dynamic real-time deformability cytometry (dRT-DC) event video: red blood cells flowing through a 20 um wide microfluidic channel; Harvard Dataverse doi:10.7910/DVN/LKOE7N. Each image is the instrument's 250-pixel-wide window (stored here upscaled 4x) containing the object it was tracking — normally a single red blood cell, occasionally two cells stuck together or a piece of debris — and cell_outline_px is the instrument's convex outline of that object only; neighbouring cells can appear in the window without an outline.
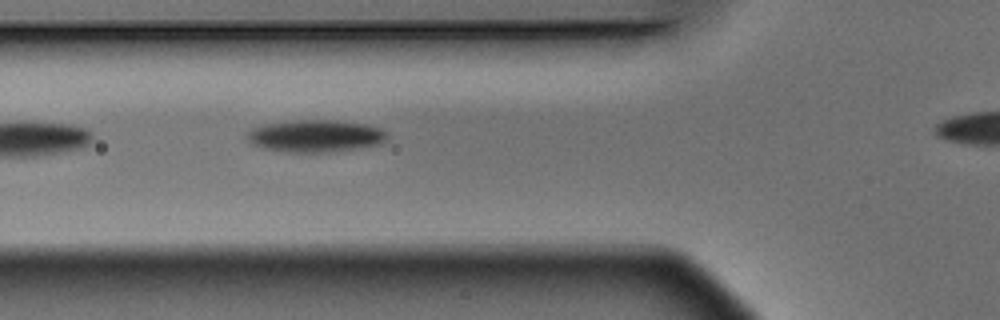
{"species": "Egyptian fruit bat (a non-hibernating species)", "species_latin": "Rousettus aegyptiacus", "temperature_condition": "warm", "stored_images_in_passage": 4, "segment_of_instrument_passage": [1, 2], "camera_frame_rate_fps": 3000, "um_per_image_px": 0.085, "animal": {"sex": "male"}, "frame": {"image": 1, "passage_image": 3, "time_ms": 0.667, "image_size_px": [1000, 320], "cell_outline_px": [[388, 136], [384, 144], [328, 152], [288, 152], [264, 148], [252, 144], [244, 136], [252, 128], [264, 124], [292, 120], [336, 120], [368, 124], [380, 128]], "centroid_in_image_um": [26.82, 11.55], "position_along_channel_um": 99.0, "area_um2": 26.47}}